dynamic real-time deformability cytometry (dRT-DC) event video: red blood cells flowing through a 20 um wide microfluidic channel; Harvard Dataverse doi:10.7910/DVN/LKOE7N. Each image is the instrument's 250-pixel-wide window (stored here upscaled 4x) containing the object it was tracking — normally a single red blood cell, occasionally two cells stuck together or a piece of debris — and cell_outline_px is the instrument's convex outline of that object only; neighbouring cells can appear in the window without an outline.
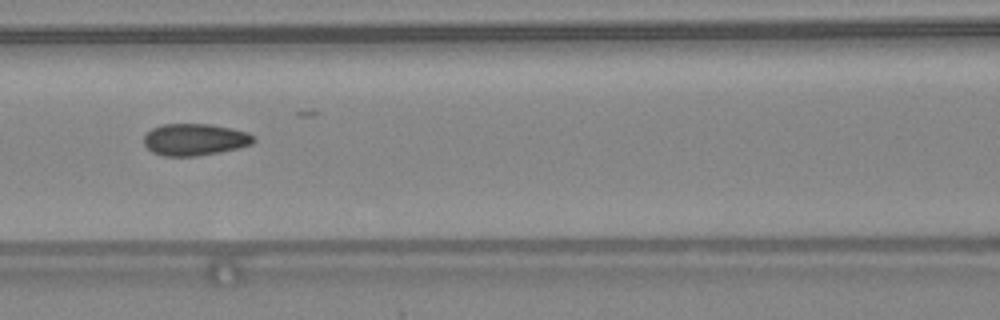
{"species": "common noctule bat (a hibernating species)", "species_latin": "Nyctalus noctula", "temperature_condition": "warm", "stored_images_in_passage": 29, "camera_frame_rate_fps": 3000, "um_per_image_px": 0.085, "animal": {"sex": "female", "body_mass_g": 24.6, "forearm_length_mm": 56.2}, "frame": {"image": 1, "passage_image": 13, "time_ms": 4.0, "image_size_px": [1000, 320], "cell_outline_px": [[256, 140], [252, 144], [220, 152], [196, 156], [164, 156], [152, 152], [144, 144], [144, 136], [152, 128], [164, 124], [212, 124], [232, 128], [248, 132], [256, 136]], "centroid_in_image_um": [16.59, 11.86], "position_along_channel_um": 150.0, "area_um2": 20.46}, "authors_computed_cell_mechanics": {"area_um2": 20.3456, "velocity_mm_per_s": 4.4114, "shape_relaxation_time_tau1_ms": null, "shape_relaxation_time_tau2_ms": 1.3007, "deformation_change_tau1": null, "deformation_change_tau2": 0.0798}}